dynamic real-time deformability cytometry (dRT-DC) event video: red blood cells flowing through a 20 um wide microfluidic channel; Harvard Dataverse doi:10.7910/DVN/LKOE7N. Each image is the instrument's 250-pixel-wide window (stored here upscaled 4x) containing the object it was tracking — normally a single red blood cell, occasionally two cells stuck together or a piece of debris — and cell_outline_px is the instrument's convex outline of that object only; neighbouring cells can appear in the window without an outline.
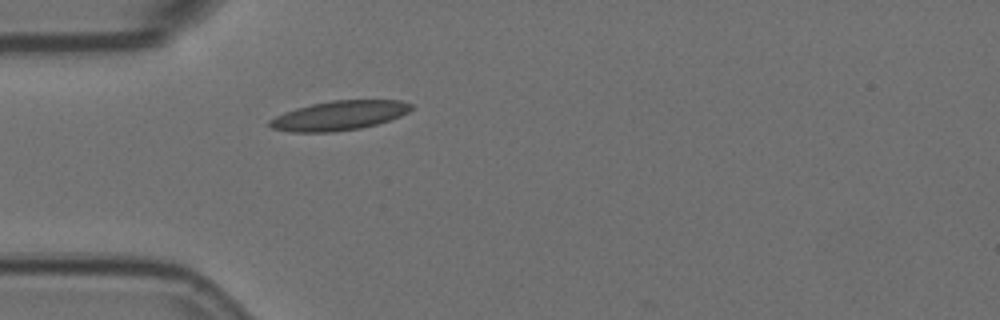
{"species": "Egyptian fruit bat (a non-hibernating species)", "species_latin": "Rousettus aegyptiacus", "temperature_condition": "room temperature", "stored_images_in_passage": 1, "camera_frame_rate_fps": 3000, "um_per_image_px": 0.085, "animal": {"sex": "female"}, "frame": {"image": 1, "passage_image": 1, "time_ms": 0.0, "image_size_px": [1000, 320], "cell_outline_px": [[412, 108], [408, 112], [400, 116], [376, 124], [360, 128], [332, 132], [292, 132], [272, 128], [268, 124], [268, 120], [284, 112], [296, 108], [312, 104], [332, 100], [400, 100], [412, 104]], "centroid_in_image_um": [28.81, 9.82], "position_along_channel_um": 56.2, "area_um2": 24.1}}